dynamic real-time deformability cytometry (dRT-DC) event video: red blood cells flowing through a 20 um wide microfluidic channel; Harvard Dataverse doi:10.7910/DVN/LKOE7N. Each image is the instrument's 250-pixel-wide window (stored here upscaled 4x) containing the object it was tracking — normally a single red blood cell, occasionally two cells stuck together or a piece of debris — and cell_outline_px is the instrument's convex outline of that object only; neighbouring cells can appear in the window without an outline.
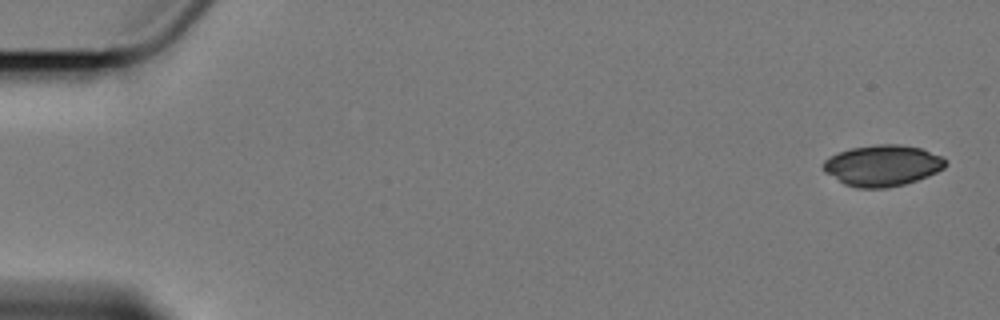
{"species": "Egyptian fruit bat (a non-hibernating species)", "species_latin": "Rousettus aegyptiacus", "temperature_condition": "cold", "stored_images_in_passage": 7, "camera_frame_rate_fps": 3000, "um_per_image_px": 0.085, "animal": {"sex": "female"}, "frame": {"image": 1, "passage_image": 1, "time_ms": 0.0, "image_size_px": [1000, 320], "cell_outline_px": [[948, 164], [944, 168], [928, 176], [904, 184], [888, 188], [856, 188], [844, 184], [824, 172], [824, 160], [828, 156], [852, 148], [876, 144], [900, 144], [920, 148], [940, 156], [948, 160]], "centroid_in_image_um": [75.01, 14.07], "position_along_channel_um": 10.0, "area_um2": 29.3}}